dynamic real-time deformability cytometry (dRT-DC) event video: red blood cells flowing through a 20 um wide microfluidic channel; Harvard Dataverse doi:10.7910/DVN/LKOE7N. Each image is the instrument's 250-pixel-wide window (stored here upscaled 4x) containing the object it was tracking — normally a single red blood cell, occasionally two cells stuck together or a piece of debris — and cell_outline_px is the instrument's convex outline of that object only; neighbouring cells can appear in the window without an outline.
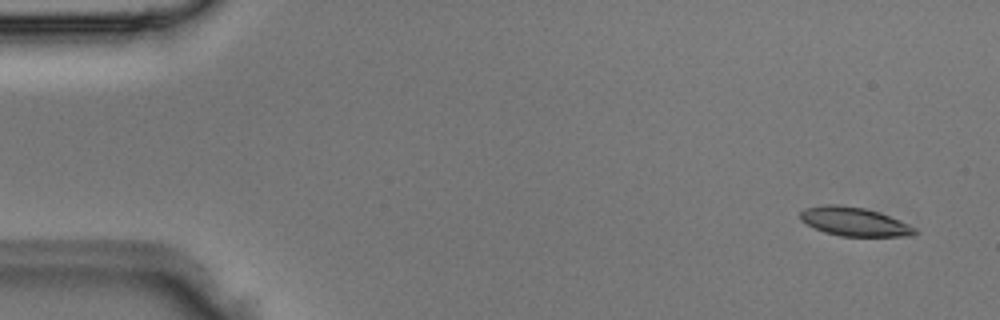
{"species": "Egyptian fruit bat (a non-hibernating species)", "species_latin": "Rousettus aegyptiacus", "temperature_condition": "room temperature", "stored_images_in_passage": 5, "segment_of_instrument_passage": [1, 2], "camera_frame_rate_fps": 3000, "um_per_image_px": 0.085, "animal": {"sex": "male"}, "frame": {"image": 1, "passage_image": 1, "time_ms": 0.0, "image_size_px": [1000, 320], "cell_outline_px": [[916, 232], [908, 236], [840, 236], [824, 232], [800, 220], [800, 212], [804, 208], [828, 204], [836, 204], [864, 208], [880, 212], [900, 220], [916, 228]], "centroid_in_image_um": [72.6, 18.83], "position_along_channel_um": 12.4, "area_um2": 19.07}}
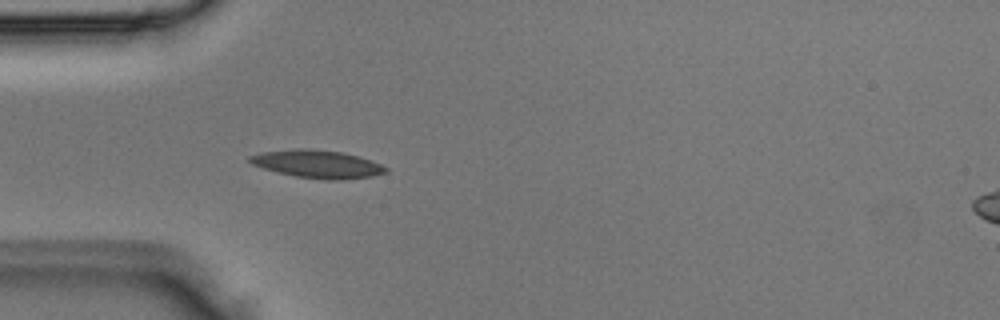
{"frame": {"image": 2, "passage_image": 4, "time_ms": 1.0, "image_size_px": [1000, 320], "cell_outline_px": [[388, 172], [372, 176], [336, 180], [328, 180], [296, 176], [264, 168], [252, 164], [248, 160], [248, 156], [260, 152], [296, 148], [308, 148], [344, 152], [372, 160], [388, 168]], "centroid_in_image_um": [26.99, 13.92], "position_along_channel_um": 58.0, "area_um2": 22.08}}